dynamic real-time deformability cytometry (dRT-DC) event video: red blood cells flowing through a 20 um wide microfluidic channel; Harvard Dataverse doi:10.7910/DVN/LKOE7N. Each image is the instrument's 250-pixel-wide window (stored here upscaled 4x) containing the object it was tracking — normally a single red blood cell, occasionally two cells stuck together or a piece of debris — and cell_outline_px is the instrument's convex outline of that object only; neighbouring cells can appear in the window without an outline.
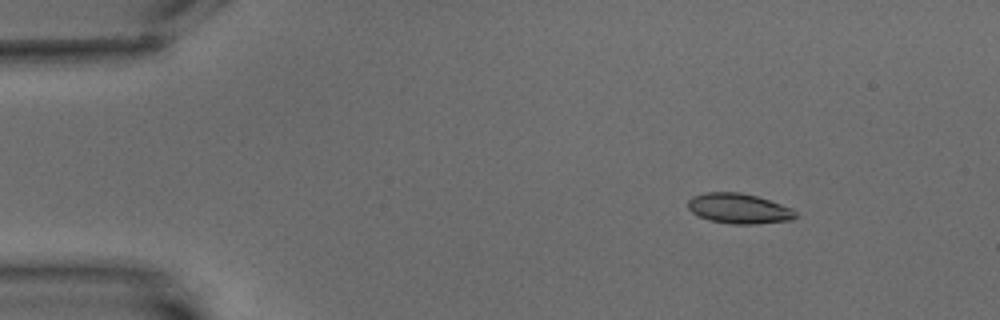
{"species": "common noctule bat (a hibernating species)", "species_latin": "Nyctalus noctula", "temperature_condition": "warm", "stored_images_in_passage": 3, "camera_frame_rate_fps": 3000, "um_per_image_px": 0.085, "animal": {"sex": "male", "body_mass_g": 15.6}, "frame": {"image": 1, "passage_image": 1, "time_ms": 0.0, "image_size_px": [1000, 320], "cell_outline_px": [[800, 216], [792, 220], [756, 224], [732, 224], [708, 220], [692, 212], [688, 208], [688, 200], [692, 196], [704, 192], [740, 192], [756, 196], [792, 208]], "centroid_in_image_um": [62.82, 17.73], "position_along_channel_um": 22.2, "area_um2": 19.02}}